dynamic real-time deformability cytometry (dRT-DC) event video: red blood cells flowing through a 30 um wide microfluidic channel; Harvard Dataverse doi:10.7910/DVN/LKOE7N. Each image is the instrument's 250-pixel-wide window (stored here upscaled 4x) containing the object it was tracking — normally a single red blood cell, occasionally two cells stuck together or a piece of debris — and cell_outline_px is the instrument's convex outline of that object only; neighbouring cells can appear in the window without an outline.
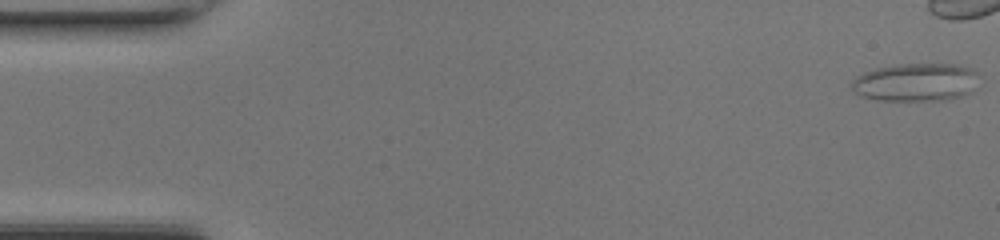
{"species": "common noctule bat (a hibernating species)", "species_latin": "Nyctalus noctula", "temperature_condition": "room temperature", "stored_images_in_passage": 38, "camera_frame_rate_fps": 3000, "um_per_image_px": 0.085, "animal": {"sex": "female", "body_mass_g": 17.0, "forearm_length_mm": 48.0}, "frame": {"image": 1, "passage_image": 1, "time_ms": 0.0, "image_size_px": [1000, 240], "cell_outline_px": [[976, 72], [972, 92], [964, 96], [948, 100], [876, 100], [860, 96], [852, 88], [852, 80], [856, 76], [864, 72], [876, 68], [900, 64], [952, 64], [972, 68]], "centroid_in_image_um": [77.82, 7.0], "position_along_channel_um": 7.2, "area_um2": 28.15}}
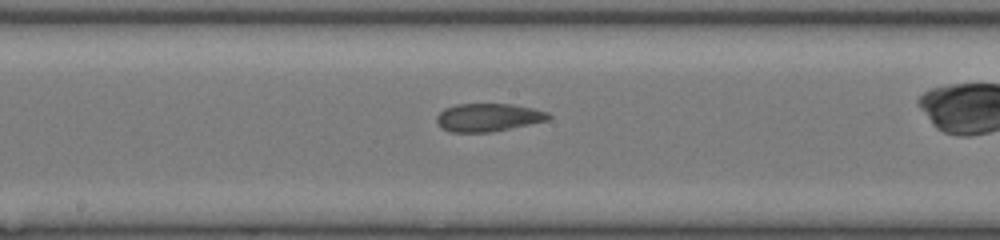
{"frame": {"image": 2, "passage_image": 25, "time_ms": 8.0, "image_size_px": [1000, 240], "cell_outline_px": [[552, 116], [548, 120], [492, 132], [452, 132], [444, 128], [436, 120], [436, 116], [444, 108], [456, 104], [512, 104], [532, 108], [548, 112]], "centroid_in_image_um": [41.51, 9.97], "position_along_channel_um": 206.7, "area_um2": 18.15}}
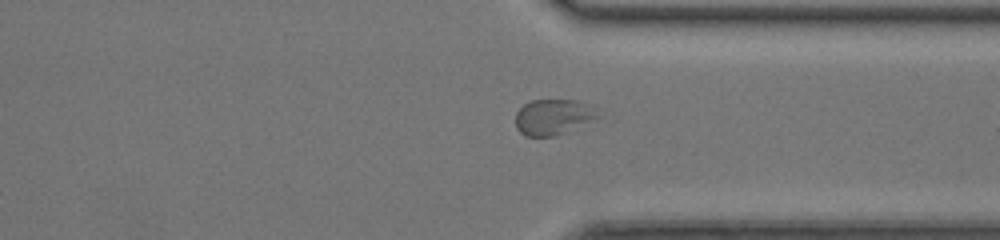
{"frame": {"image": 3, "passage_image": 36, "time_ms": 11.667, "image_size_px": [1000, 240], "cell_outline_px": [[596, 116], [556, 136], [524, 136], [516, 128], [516, 112], [524, 104], [532, 100], [576, 100], [584, 104]], "centroid_in_image_um": [46.83, 9.95], "position_along_channel_um": 364.6, "area_um2": 16.13}}